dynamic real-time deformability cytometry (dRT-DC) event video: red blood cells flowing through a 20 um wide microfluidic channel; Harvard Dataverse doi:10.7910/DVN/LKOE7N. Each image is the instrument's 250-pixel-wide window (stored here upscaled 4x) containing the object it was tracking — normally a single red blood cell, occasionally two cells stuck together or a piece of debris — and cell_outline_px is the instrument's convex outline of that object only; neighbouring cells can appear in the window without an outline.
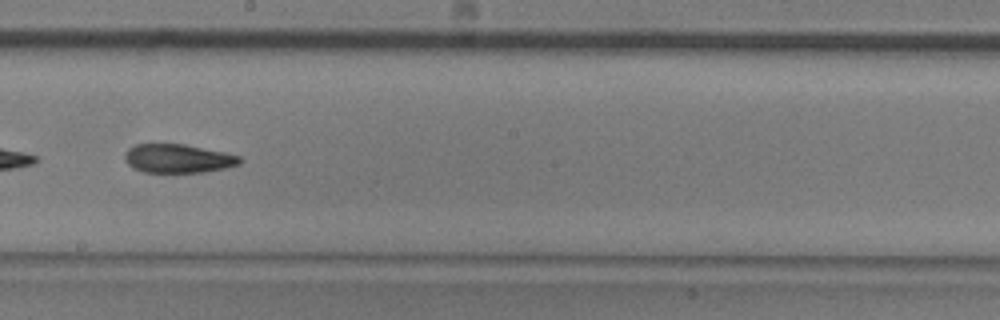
{"species": "common noctule bat (a hibernating species)", "species_latin": "Nyctalus noctula", "temperature_condition": "room temperature", "stored_images_in_passage": 39, "camera_frame_rate_fps": 3000, "um_per_image_px": 0.085, "animal": {"sex": "male", "body_mass_g": 20.5, "forearm_length_mm": 52.5}, "frame": {"image": 1, "passage_image": 17, "time_ms": 5.333, "image_size_px": [1000, 320], "cell_outline_px": [[244, 160], [240, 164], [224, 168], [204, 172], [144, 172], [132, 168], [124, 160], [124, 152], [128, 148], [136, 144], [184, 144], [224, 152], [240, 156]], "centroid_in_image_um": [15.11, 13.47], "position_along_channel_um": 233.1, "area_um2": 19.36}, "authors_computed_cell_mechanics": {"area_um2": 19.9988, "velocity_mm_per_s": 3.7226, "shape_relaxation_time_tau1_ms": 8.487, "shape_relaxation_time_tau2_ms": 5.5139, "deformation_change_tau1": 0.193, "deformation_change_tau2": 0.1498}}